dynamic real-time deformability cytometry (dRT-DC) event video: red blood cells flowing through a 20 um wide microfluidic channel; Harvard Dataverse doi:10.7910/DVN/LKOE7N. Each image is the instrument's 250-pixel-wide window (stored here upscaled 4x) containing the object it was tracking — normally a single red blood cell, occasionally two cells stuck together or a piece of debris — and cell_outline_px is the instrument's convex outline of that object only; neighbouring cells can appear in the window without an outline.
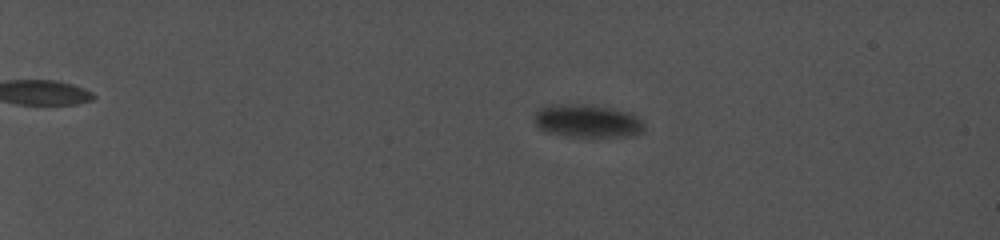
{"species": "common noctule bat (a hibernating species)", "species_latin": "Nyctalus noctula", "temperature_condition": "cold", "stored_images_in_passage": 62, "camera_frame_rate_fps": 5000, "um_per_image_px": 0.085, "animal": {"sex": "female", "body_mass_g": 19.0, "forearm_length_mm": 56.7}, "frame": {"image": 1, "passage_image": 23, "time_ms": 5.6, "image_size_px": [1000, 240], "cell_outline_px": [[636, 124], [632, 128], [552, 128], [540, 124], [540, 112], [544, 108], [564, 104], [604, 108], [620, 112], [628, 116]], "centroid_in_image_um": [49.61, 10.0], "position_along_channel_um": 35.4, "area_um2": 13.18}}
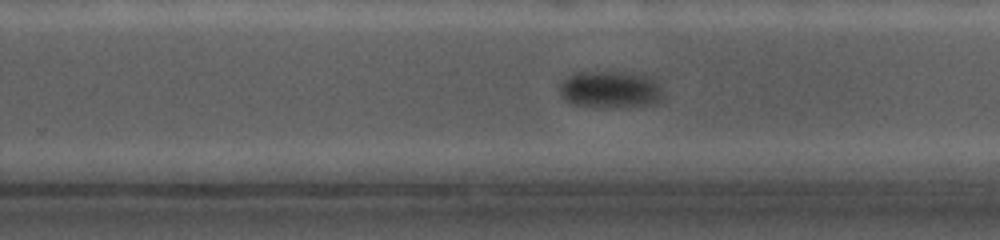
{"frame": {"image": 2, "passage_image": 55, "time_ms": 16.2, "image_size_px": [1000, 240], "cell_outline_px": [[660, 96], [652, 104], [596, 108], [572, 104], [564, 100], [560, 96], [560, 84], [568, 76], [576, 72], [624, 72], [648, 80], [652, 84]], "centroid_in_image_um": [51.62, 7.64], "position_along_channel_um": 278.2, "area_um2": 21.15}}
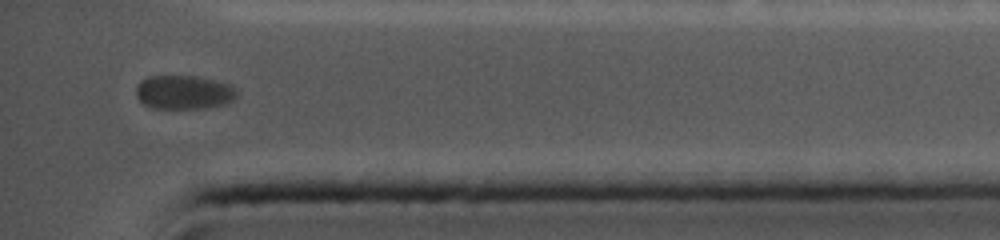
{"frame": {"image": 3, "passage_image": 62, "time_ms": 20.0, "image_size_px": [1000, 240], "cell_outline_px": [[236, 96], [232, 100], [220, 104], [196, 108], [152, 108], [144, 104], [136, 96], [136, 88], [140, 80], [148, 76], [196, 76], [228, 84], [236, 92]], "centroid_in_image_um": [15.53, 7.83], "position_along_channel_um": 419.7, "area_um2": 19.42}}